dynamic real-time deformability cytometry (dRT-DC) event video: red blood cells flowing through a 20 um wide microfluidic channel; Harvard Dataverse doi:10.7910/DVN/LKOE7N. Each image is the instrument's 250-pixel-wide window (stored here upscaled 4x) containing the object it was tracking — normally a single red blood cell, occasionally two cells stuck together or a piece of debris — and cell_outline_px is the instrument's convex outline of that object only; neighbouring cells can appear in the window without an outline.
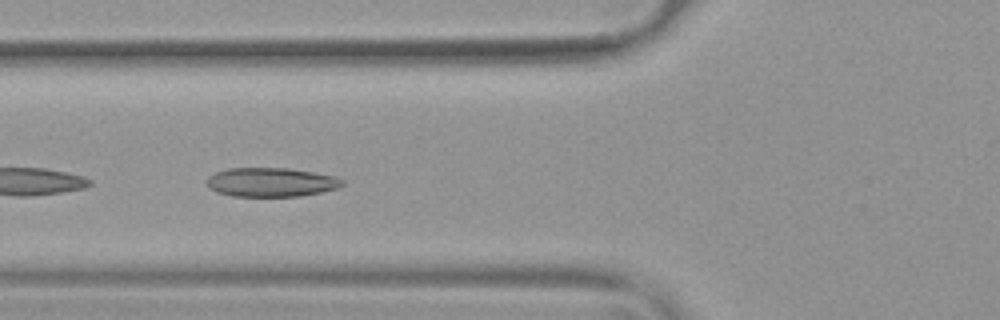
{"species": "common noctule bat (a hibernating species)", "species_latin": "Nyctalus noctula", "temperature_condition": "warm", "stored_images_in_passage": 34, "camera_frame_rate_fps": 3000, "um_per_image_px": 0.085, "animal": {"sex": "female", "body_mass_g": 19.9}, "frame": {"image": 1, "passage_image": 10, "time_ms": 3.0, "image_size_px": [1000, 320], "cell_outline_px": [[344, 184], [336, 188], [320, 192], [300, 196], [232, 196], [216, 192], [208, 188], [204, 180], [208, 176], [216, 172], [228, 168], [288, 168], [336, 176], [344, 180]], "centroid_in_image_um": [22.99, 15.48], "position_along_channel_um": 102.8, "area_um2": 23.06}, "authors_computed_cell_mechanics": {"area_um2": 22.2241, "velocity_mm_per_s": 3.7581, "shape_relaxation_time_tau1_ms": 6.2357, "shape_relaxation_time_tau2_ms": 1.5004, "deformation_change_tau1": 0.1723, "deformation_change_tau2": 0.071}}